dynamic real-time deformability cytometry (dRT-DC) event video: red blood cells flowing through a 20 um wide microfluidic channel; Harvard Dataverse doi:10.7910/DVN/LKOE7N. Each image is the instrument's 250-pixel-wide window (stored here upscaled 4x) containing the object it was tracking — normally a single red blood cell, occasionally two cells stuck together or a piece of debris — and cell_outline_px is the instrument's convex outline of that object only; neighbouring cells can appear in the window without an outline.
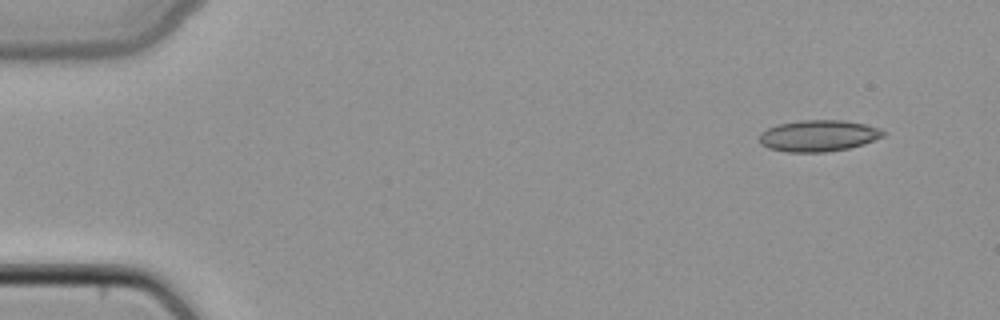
{"species": "common noctule bat (a hibernating species)", "species_latin": "Nyctalus noctula", "temperature_condition": "cold", "stored_images_in_passage": 13, "camera_frame_rate_fps": 3000, "um_per_image_px": 0.085, "animal": {"sex": "female", "body_mass_g": 22.7, "forearm_length_mm": 54.2}, "frame": {"image": 1, "passage_image": 1, "time_ms": 0.0, "image_size_px": [1000, 320], "cell_outline_px": [[888, 132], [884, 136], [864, 144], [848, 148], [824, 152], [784, 152], [768, 148], [760, 144], [760, 132], [776, 124], [800, 120], [844, 120], [864, 124], [880, 128]], "centroid_in_image_um": [69.56, 11.53], "position_along_channel_um": 15.4, "area_um2": 22.89}}
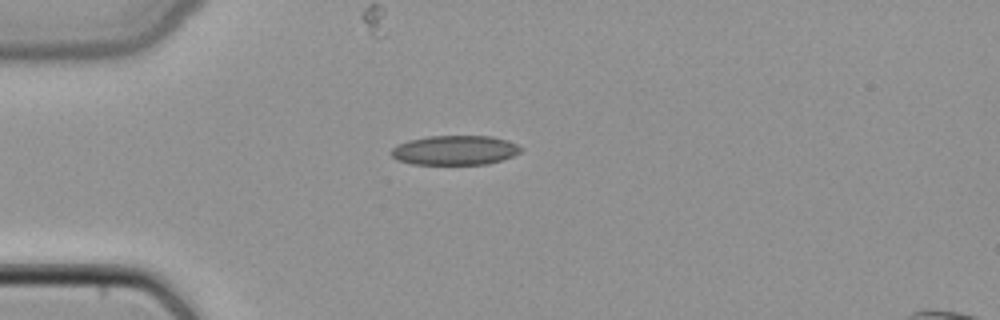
{"frame": {"image": 2, "passage_image": 10, "time_ms": 3.0, "image_size_px": [1000, 320], "cell_outline_px": [[524, 148], [520, 152], [512, 156], [488, 164], [412, 164], [396, 160], [392, 156], [392, 148], [408, 140], [428, 136], [492, 136], [508, 140]], "centroid_in_image_um": [38.68, 12.76], "position_along_channel_um": 46.3, "area_um2": 22.25}}